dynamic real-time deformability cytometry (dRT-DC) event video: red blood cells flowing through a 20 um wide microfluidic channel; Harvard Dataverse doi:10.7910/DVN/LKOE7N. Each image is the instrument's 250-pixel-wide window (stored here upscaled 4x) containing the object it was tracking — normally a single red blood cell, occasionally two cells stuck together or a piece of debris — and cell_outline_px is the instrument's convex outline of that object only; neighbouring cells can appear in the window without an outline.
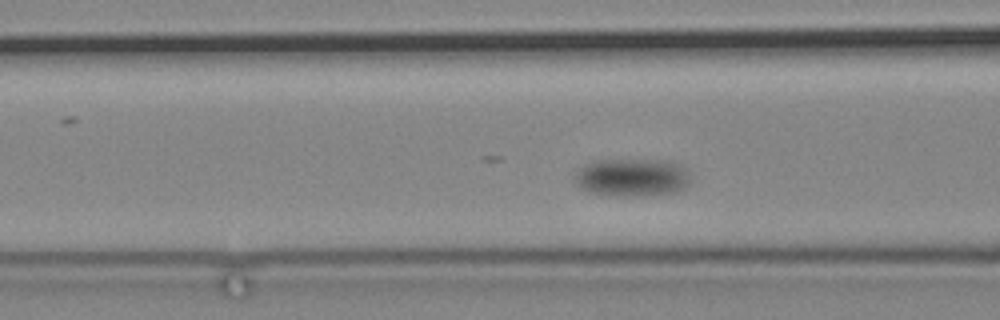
{"species": "common noctule bat (a hibernating species)", "species_latin": "Nyctalus noctula", "temperature_condition": "cold", "stored_images_in_passage": 43, "camera_frame_rate_fps": 3000, "um_per_image_px": 0.085, "animal": {"sex": "male", "body_mass_g": 19.2, "forearm_length_mm": 51.8}, "frame": {"image": 1, "passage_image": 9, "time_ms": 2.667, "image_size_px": [1000, 320], "cell_outline_px": [[688, 184], [684, 188], [676, 192], [640, 196], [620, 196], [592, 192], [580, 188], [572, 180], [576, 172], [584, 164], [592, 160], [668, 160], [680, 164], [688, 172]], "centroid_in_image_um": [53.69, 15.07], "position_along_channel_um": 112.9, "area_um2": 25.72}}
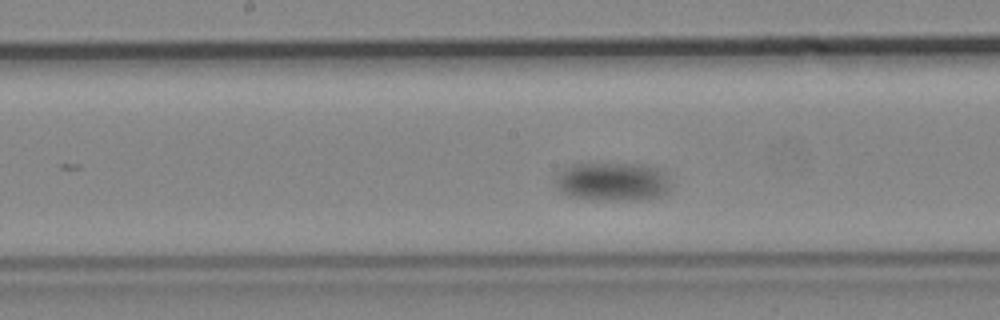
{"frame": {"image": 2, "passage_image": 20, "time_ms": 6.333, "image_size_px": [1000, 320], "cell_outline_px": [[668, 192], [660, 196], [648, 200], [592, 200], [568, 196], [560, 192], [556, 188], [556, 176], [564, 168], [572, 164], [636, 164], [660, 172], [664, 176], [668, 184]], "centroid_in_image_um": [51.96, 15.48], "position_along_channel_um": 196.2, "area_um2": 25.61}}
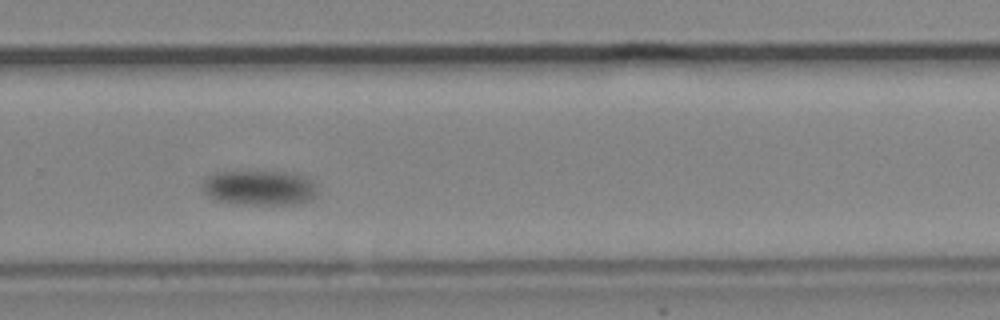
{"frame": {"image": 3, "passage_image": 34, "time_ms": 11.0, "image_size_px": [1000, 320], "cell_outline_px": [[320, 196], [304, 204], [232, 204], [216, 200], [208, 196], [204, 192], [200, 184], [208, 176], [216, 172], [292, 172], [308, 176]], "centroid_in_image_um": [22.09, 15.98], "position_along_channel_um": 307.7, "area_um2": 23.93}}